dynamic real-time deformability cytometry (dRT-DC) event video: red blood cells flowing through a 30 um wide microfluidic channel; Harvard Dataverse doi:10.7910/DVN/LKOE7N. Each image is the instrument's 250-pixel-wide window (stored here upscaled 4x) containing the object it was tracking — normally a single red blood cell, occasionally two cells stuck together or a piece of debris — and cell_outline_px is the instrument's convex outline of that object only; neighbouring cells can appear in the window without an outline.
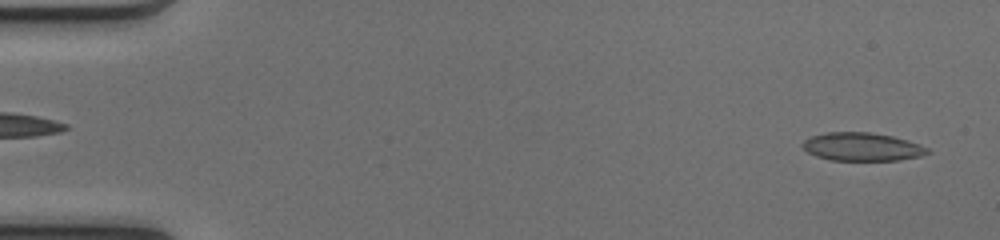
{"species": "common noctule bat (a hibernating species)", "species_latin": "Nyctalus noctula", "temperature_condition": "cold", "stored_images_in_passage": 13, "camera_frame_rate_fps": 3000, "um_per_image_px": 0.085, "animal": {"sex": "female", "body_mass_g": 17.0, "forearm_length_mm": 48.0}, "frame": {"image": 1, "passage_image": 2, "time_ms": 0.333, "image_size_px": [1000, 240], "cell_outline_px": [[932, 152], [920, 156], [900, 160], [832, 160], [816, 156], [808, 152], [800, 144], [804, 140], [812, 136], [828, 132], [868, 132], [892, 136], [908, 140], [920, 144], [928, 148]], "centroid_in_image_um": [73.3, 12.48], "position_along_channel_um": 11.7, "area_um2": 20.52}}